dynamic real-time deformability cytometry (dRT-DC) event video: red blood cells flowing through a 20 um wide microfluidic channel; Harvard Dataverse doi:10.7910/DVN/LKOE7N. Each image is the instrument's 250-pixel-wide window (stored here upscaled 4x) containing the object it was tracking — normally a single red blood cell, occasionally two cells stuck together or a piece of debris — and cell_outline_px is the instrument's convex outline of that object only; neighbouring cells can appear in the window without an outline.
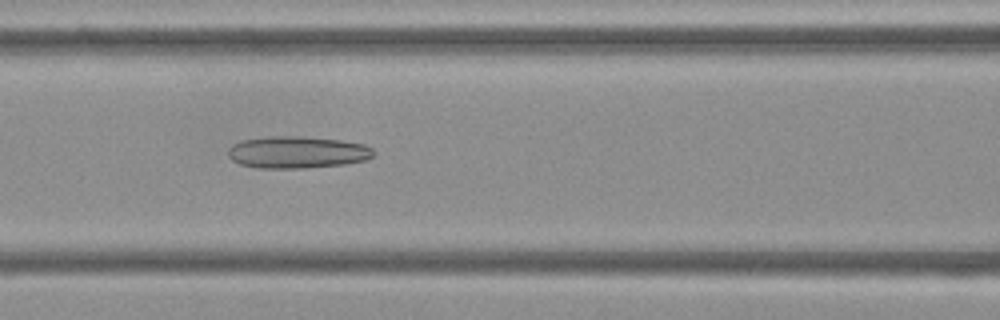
{"species": "Egyptian fruit bat (a non-hibernating species)", "species_latin": "Rousettus aegyptiacus", "temperature_condition": "cold", "stored_images_in_passage": 53, "camera_frame_rate_fps": 3000, "um_per_image_px": 0.085, "frame": {"image": 1, "passage_image": 22, "time_ms": 7.0, "image_size_px": [1000, 320], "cell_outline_px": [[376, 152], [372, 156], [364, 160], [344, 164], [304, 168], [256, 168], [240, 164], [232, 160], [228, 156], [228, 148], [232, 144], [240, 140], [268, 136], [300, 136], [340, 140], [364, 144], [372, 148]], "centroid_in_image_um": [25.22, 12.93], "position_along_channel_um": 141.4, "area_um2": 27.28}}
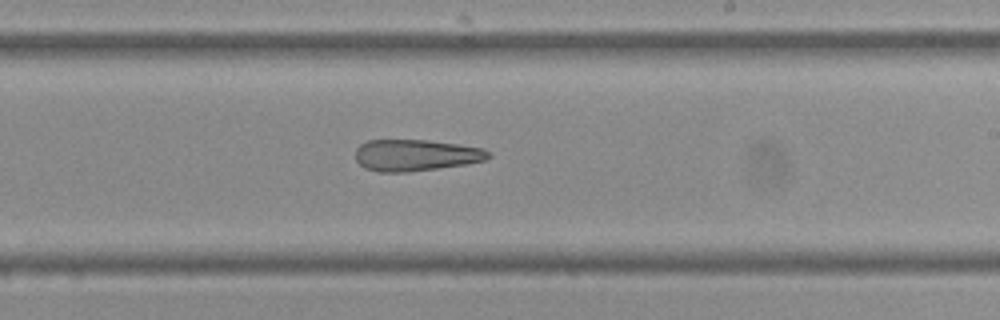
{"frame": {"image": 2, "passage_image": 31, "time_ms": 10.0, "image_size_px": [1000, 320], "cell_outline_px": [[492, 156], [484, 160], [468, 164], [408, 172], [376, 172], [364, 168], [356, 160], [356, 148], [360, 144], [368, 140], [428, 140], [484, 148], [492, 152]], "centroid_in_image_um": [35.35, 13.19], "position_along_channel_um": 253.7, "area_um2": 24.62}}
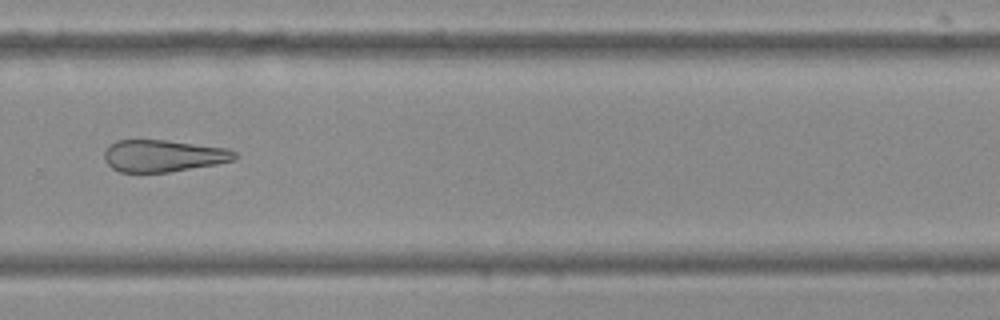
{"frame": {"image": 3, "passage_image": 36, "time_ms": 11.667, "image_size_px": [1000, 320], "cell_outline_px": [[240, 156], [232, 160], [216, 164], [168, 172], [120, 172], [112, 168], [104, 160], [104, 152], [108, 144], [116, 140], [164, 140], [228, 148], [236, 152]], "centroid_in_image_um": [13.86, 13.24], "position_along_channel_um": 315.9, "area_um2": 24.33}}